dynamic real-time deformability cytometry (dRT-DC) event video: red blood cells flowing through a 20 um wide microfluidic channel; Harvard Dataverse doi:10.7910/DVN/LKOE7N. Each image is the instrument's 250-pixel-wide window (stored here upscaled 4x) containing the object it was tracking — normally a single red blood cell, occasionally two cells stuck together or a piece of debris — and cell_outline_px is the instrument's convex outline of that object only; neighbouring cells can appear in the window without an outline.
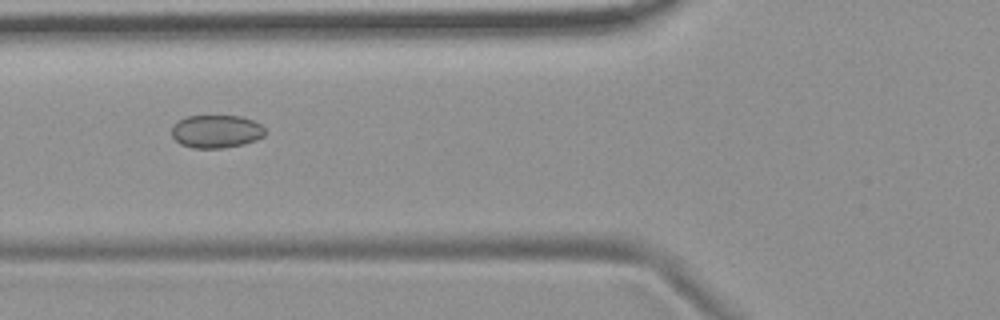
{"species": "common noctule bat (a hibernating species)", "species_latin": "Nyctalus noctula", "temperature_condition": "room temperature", "stored_images_in_passage": 5, "camera_frame_rate_fps": 3000, "um_per_image_px": 0.085, "animal": {"sex": "female", "body_mass_g": 19.9}, "frame": {"image": 1, "passage_image": 5, "time_ms": 4.667, "image_size_px": [1000, 320], "cell_outline_px": [[268, 132], [264, 136], [256, 140], [244, 144], [224, 148], [192, 148], [180, 144], [172, 136], [172, 124], [188, 116], [240, 116], [252, 120], [260, 124]], "centroid_in_image_um": [18.4, 11.18], "position_along_channel_um": 107.4, "area_um2": 18.09}}